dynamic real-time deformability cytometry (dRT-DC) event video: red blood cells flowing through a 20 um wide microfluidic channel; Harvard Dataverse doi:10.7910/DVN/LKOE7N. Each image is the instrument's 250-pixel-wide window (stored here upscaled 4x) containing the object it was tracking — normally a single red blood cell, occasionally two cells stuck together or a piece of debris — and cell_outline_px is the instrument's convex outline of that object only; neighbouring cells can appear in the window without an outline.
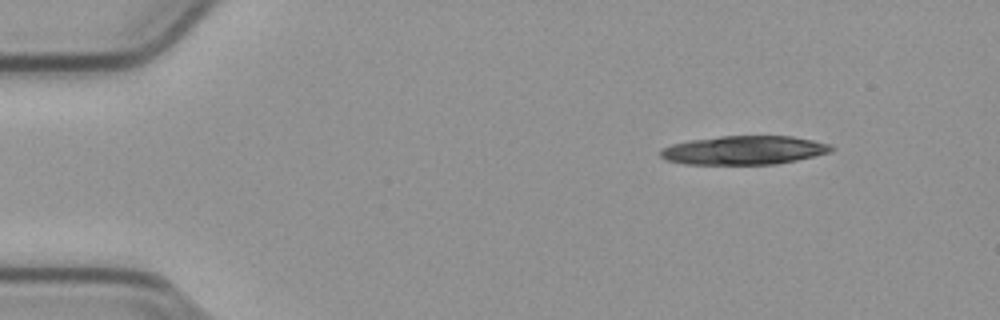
{"species": "common noctule bat (a hibernating species)", "species_latin": "Nyctalus noctula", "temperature_condition": "cold", "stored_images_in_passage": 15, "camera_frame_rate_fps": 3000, "um_per_image_px": 0.085, "animal": {"sex": "male", "body_mass_g": 23.1, "forearm_length_mm": 52.7}, "frame": {"image": 1, "passage_image": 1, "time_ms": 0.0, "image_size_px": [1000, 320], "cell_outline_px": [[836, 148], [828, 152], [796, 160], [776, 164], [684, 164], [664, 160], [660, 156], [660, 148], [672, 144], [688, 140], [720, 136], [792, 136], [832, 144]], "centroid_in_image_um": [63.19, 12.76], "position_along_channel_um": 21.8, "area_um2": 28.73}}